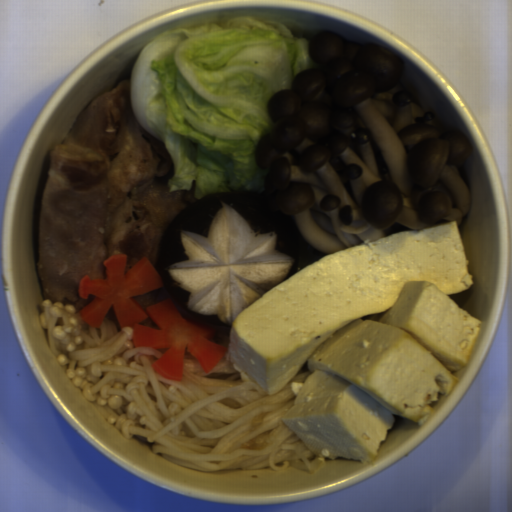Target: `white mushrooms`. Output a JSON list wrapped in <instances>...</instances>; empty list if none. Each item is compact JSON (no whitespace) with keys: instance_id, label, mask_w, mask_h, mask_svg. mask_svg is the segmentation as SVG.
I'll use <instances>...</instances> for the list:
<instances>
[{"instance_id":"1e6be865","label":"white mushrooms","mask_w":512,"mask_h":512,"mask_svg":"<svg viewBox=\"0 0 512 512\" xmlns=\"http://www.w3.org/2000/svg\"><path fill=\"white\" fill-rule=\"evenodd\" d=\"M308 51L320 68L269 95L276 127L254 143L263 191L302 237L326 255L382 239L394 222L458 225L472 202L468 136L414 102L394 51L327 30Z\"/></svg>"}]
</instances>
